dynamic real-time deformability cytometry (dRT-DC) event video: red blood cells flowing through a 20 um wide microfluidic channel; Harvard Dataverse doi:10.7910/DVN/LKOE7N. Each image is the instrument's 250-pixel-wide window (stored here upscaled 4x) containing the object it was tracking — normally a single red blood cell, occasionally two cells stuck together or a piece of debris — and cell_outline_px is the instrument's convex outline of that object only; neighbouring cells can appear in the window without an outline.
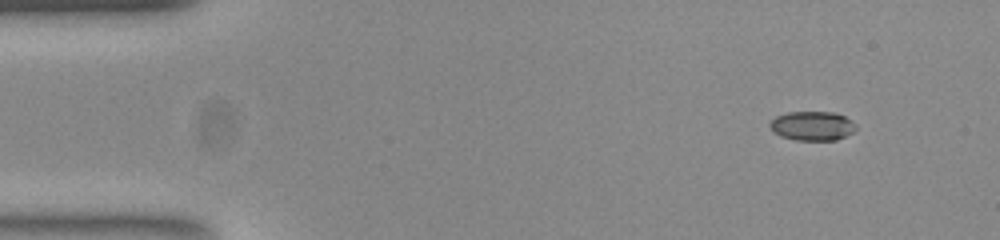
{"species": "common noctule bat (a hibernating species)", "species_latin": "Nyctalus noctula", "temperature_condition": "room temperature", "stored_images_in_passage": 48, "camera_frame_rate_fps": 3000, "um_per_image_px": 0.085, "animal": {"sex": "female", "body_mass_g": 23.0, "forearm_length_mm": 53.4}, "frame": {"image": 1, "passage_image": 1, "time_ms": 0.0, "image_size_px": [1000, 240], "cell_outline_px": [[856, 128], [852, 132], [836, 140], [796, 140], [780, 136], [768, 124], [776, 116], [788, 112], [836, 112], [852, 120], [856, 124]], "centroid_in_image_um": [69.07, 10.69], "position_along_channel_um": 15.9, "area_um2": 14.57}}
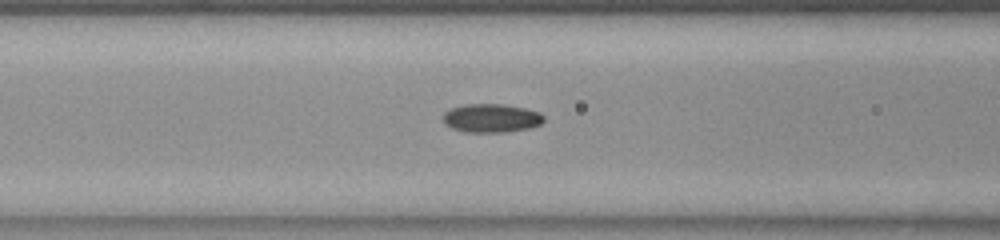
{"frame": {"image": 2, "passage_image": 17, "time_ms": 5.333, "image_size_px": [1000, 240], "cell_outline_px": [[544, 120], [540, 124], [528, 128], [504, 132], [464, 132], [452, 128], [444, 124], [444, 112], [452, 108], [464, 104], [504, 104], [524, 108], [540, 112], [544, 116]], "centroid_in_image_um": [41.76, 10.04], "position_along_channel_um": 124.8, "area_um2": 16.76}}
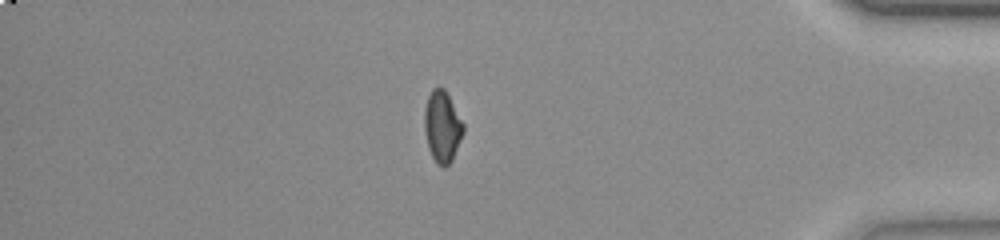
{"frame": {"image": 3, "passage_image": 41, "time_ms": 13.333, "image_size_px": [1000, 240], "cell_outline_px": [[464, 132], [452, 160], [444, 168], [432, 156], [428, 148], [424, 132], [424, 112], [428, 96], [432, 88], [444, 88], [464, 124]], "centroid_in_image_um": [37.58, 10.75], "position_along_channel_um": 397.6, "area_um2": 16.01}, "authors_computed_cell_mechanics": {"area_um2": 15.9239, "velocity_mm_per_s": 3.8932, "shape_relaxation_time_tau1_ms": null, "shape_relaxation_time_tau2_ms": 2.9429, "deformation_change_tau1": null, "deformation_change_tau2": 0.0677}}